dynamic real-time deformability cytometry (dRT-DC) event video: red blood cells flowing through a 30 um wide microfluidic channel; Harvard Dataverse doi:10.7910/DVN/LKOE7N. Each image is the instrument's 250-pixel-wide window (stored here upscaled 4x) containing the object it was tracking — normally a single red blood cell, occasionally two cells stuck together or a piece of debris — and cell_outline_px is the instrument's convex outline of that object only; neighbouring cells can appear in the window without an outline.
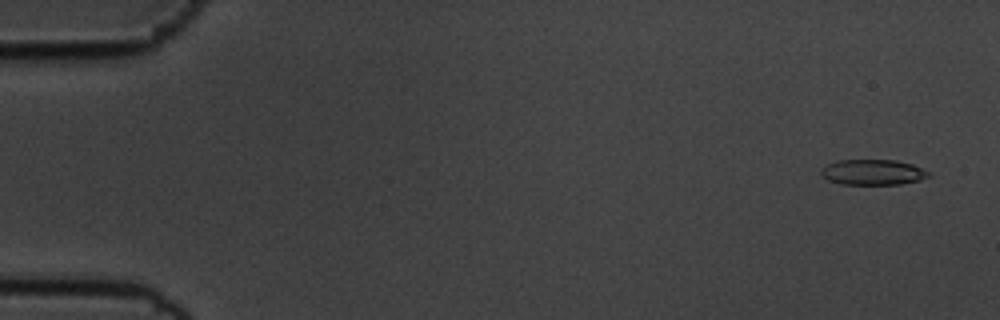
{"species": "common noctule bat (a hibernating species)", "species_latin": "Nyctalus noctula", "temperature_condition": "cold", "stored_images_in_passage": 57, "camera_frame_rate_fps": 3000, "um_per_image_px": 0.085, "animal": {"sex": "male", "body_mass_g": 19.5, "forearm_length_mm": 54.6}, "frame": {"image": 1, "passage_image": 3, "time_ms": 0.667, "image_size_px": [1000, 320], "cell_outline_px": [[932, 176], [900, 184], [840, 184], [828, 180], [820, 176], [820, 172], [828, 164], [836, 160], [896, 160], [912, 164], [932, 172]], "centroid_in_image_um": [74.2, 14.63], "position_along_channel_um": 10.8, "area_um2": 16.01}}
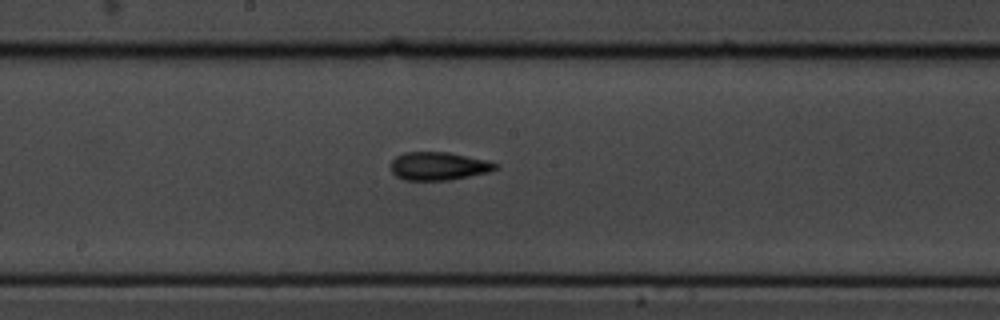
{"frame": {"image": 2, "passage_image": 31, "time_ms": 10.0, "image_size_px": [1000, 320], "cell_outline_px": [[500, 164], [496, 168], [488, 172], [448, 180], [404, 180], [396, 176], [392, 172], [392, 160], [396, 156], [404, 152], [448, 152], [484, 160]], "centroid_in_image_um": [37.24, 14.12], "position_along_channel_um": 211.0, "area_um2": 16.94}}
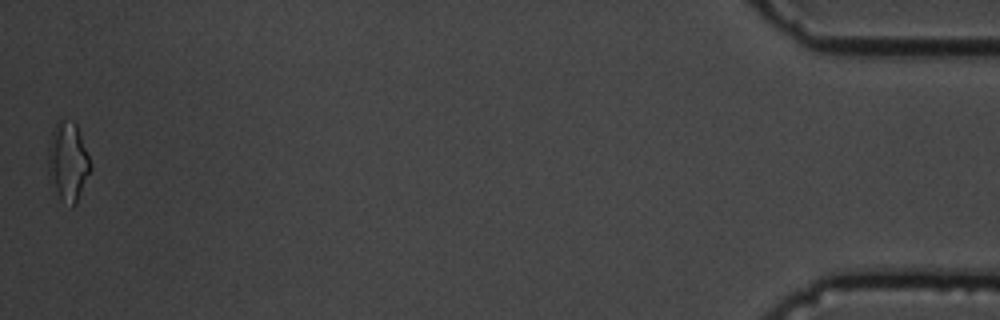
{"frame": {"image": 3, "passage_image": 57, "time_ms": 18.667, "image_size_px": [1000, 320], "cell_outline_px": [[92, 168], [76, 204], [72, 208], [60, 200], [48, 180], [48, 144], [52, 128], [56, 120], [60, 116], [72, 120], [76, 124], [92, 164]], "centroid_in_image_um": [5.75, 13.72], "position_along_channel_um": 429.5, "area_um2": 20.29}, "authors_computed_cell_mechanics": {"area_um2": 16.6464, "velocity_mm_per_s": 3.5537, "shape_relaxation_time_tau1_ms": 5.4266, "shape_relaxation_time_tau2_ms": 3.2906, "deformation_change_tau1": 0.1433, "deformation_change_tau2": 0.1046}}